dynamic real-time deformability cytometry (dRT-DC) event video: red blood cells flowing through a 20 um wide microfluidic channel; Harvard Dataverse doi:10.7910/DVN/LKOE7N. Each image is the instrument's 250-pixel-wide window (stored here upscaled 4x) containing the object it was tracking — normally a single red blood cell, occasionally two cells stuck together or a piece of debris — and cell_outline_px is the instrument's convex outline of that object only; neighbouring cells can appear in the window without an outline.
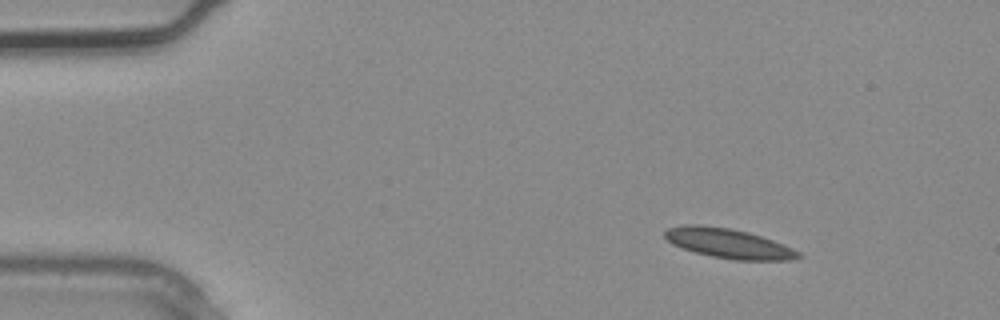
{"species": "common noctule bat (a hibernating species)", "species_latin": "Nyctalus noctula", "temperature_condition": "warm", "stored_images_in_passage": 2, "camera_frame_rate_fps": 3000, "um_per_image_px": 0.085, "animal": {"sex": "male", "body_mass_g": 20.4}, "frame": {"image": 1, "passage_image": 1, "time_ms": 0.0, "image_size_px": [1000, 320], "cell_outline_px": [[804, 256], [792, 260], [732, 260], [712, 256], [696, 252], [672, 244], [664, 236], [664, 232], [668, 228], [684, 224], [700, 224], [732, 228], [748, 232], [784, 244], [800, 252]], "centroid_in_image_um": [61.94, 20.68], "position_along_channel_um": 23.1, "area_um2": 23.18}}
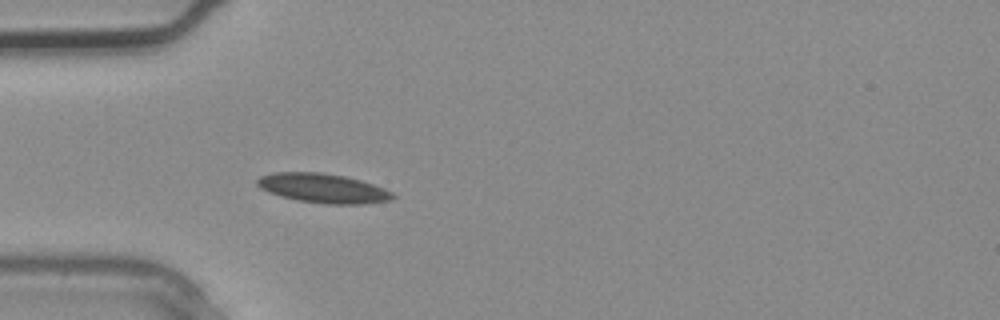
{"frame": {"image": 2, "passage_image": 2, "time_ms": 0.333, "image_size_px": [1000, 320], "cell_outline_px": [[396, 196], [388, 200], [364, 204], [324, 204], [300, 200], [268, 192], [260, 188], [256, 184], [256, 180], [260, 176], [276, 172], [320, 172], [344, 176], [360, 180], [384, 188], [392, 192]], "centroid_in_image_um": [27.45, 15.99], "position_along_channel_um": 57.5, "area_um2": 22.95}}